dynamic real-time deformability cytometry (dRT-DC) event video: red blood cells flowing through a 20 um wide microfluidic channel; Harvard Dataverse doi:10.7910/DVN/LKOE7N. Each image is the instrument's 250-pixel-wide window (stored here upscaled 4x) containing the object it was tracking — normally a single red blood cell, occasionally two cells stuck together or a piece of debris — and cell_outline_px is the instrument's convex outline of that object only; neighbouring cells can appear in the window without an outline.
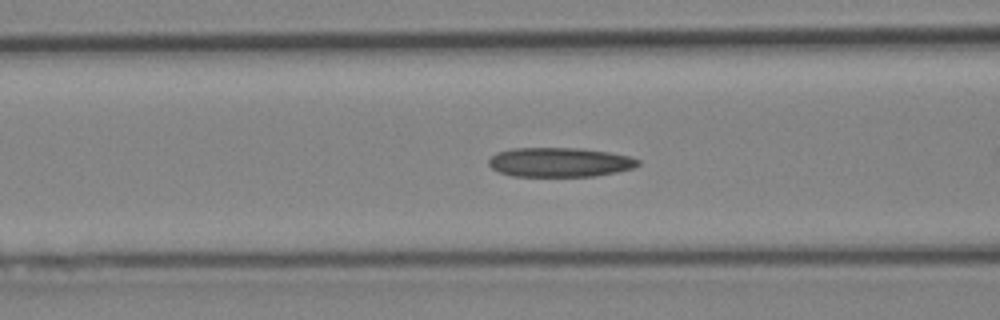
{"species": "Egyptian fruit bat (a non-hibernating species)", "species_latin": "Rousettus aegyptiacus", "temperature_condition": "cold", "stored_images_in_passage": 39, "camera_frame_rate_fps": 3000, "um_per_image_px": 0.085, "animal": {"sex": "female"}, "frame": {"image": 1, "passage_image": 11, "time_ms": 3.333, "image_size_px": [1000, 320], "cell_outline_px": [[640, 164], [632, 168], [616, 172], [592, 176], [512, 176], [500, 172], [492, 168], [488, 164], [488, 160], [496, 152], [512, 148], [580, 148], [608, 152], [628, 156], [640, 160]], "centroid_in_image_um": [47.55, 13.78], "position_along_channel_um": 119.1, "area_um2": 25.49}}
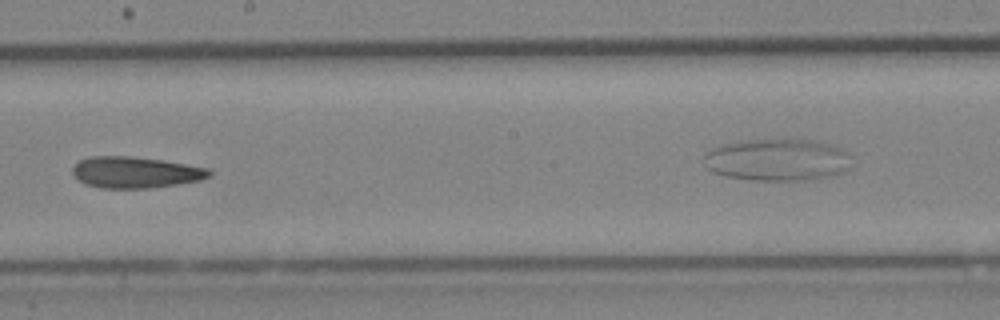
{"frame": {"image": 2, "passage_image": 19, "time_ms": 6.0, "image_size_px": [1000, 320], "cell_outline_px": [[212, 176], [200, 180], [176, 184], [148, 188], [100, 188], [84, 184], [72, 172], [72, 168], [80, 160], [92, 156], [132, 156], [164, 160], [208, 168], [212, 172]], "centroid_in_image_um": [11.53, 14.64], "position_along_channel_um": 236.7, "area_um2": 24.91}}
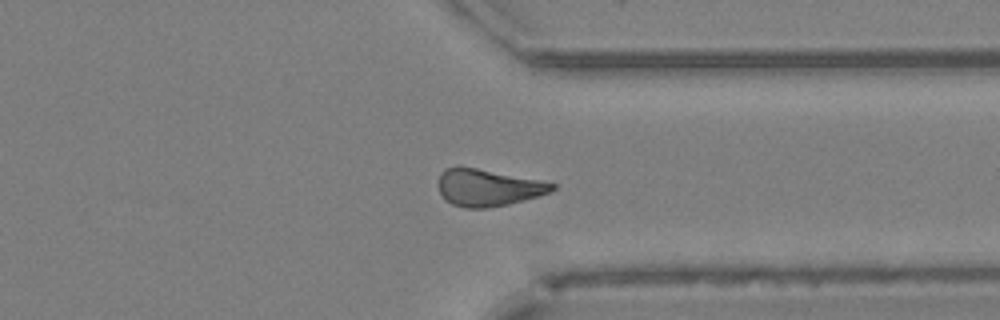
{"frame": {"image": 3, "passage_image": 28, "time_ms": 9.0, "image_size_px": [1000, 320], "cell_outline_px": [[556, 188], [552, 192], [540, 196], [508, 204], [488, 208], [464, 208], [452, 204], [440, 192], [436, 184], [440, 172], [444, 168], [456, 164], [460, 164], [540, 180], [556, 184]], "centroid_in_image_um": [41.44, 15.91], "position_along_channel_um": 370.0, "area_um2": 25.2}}